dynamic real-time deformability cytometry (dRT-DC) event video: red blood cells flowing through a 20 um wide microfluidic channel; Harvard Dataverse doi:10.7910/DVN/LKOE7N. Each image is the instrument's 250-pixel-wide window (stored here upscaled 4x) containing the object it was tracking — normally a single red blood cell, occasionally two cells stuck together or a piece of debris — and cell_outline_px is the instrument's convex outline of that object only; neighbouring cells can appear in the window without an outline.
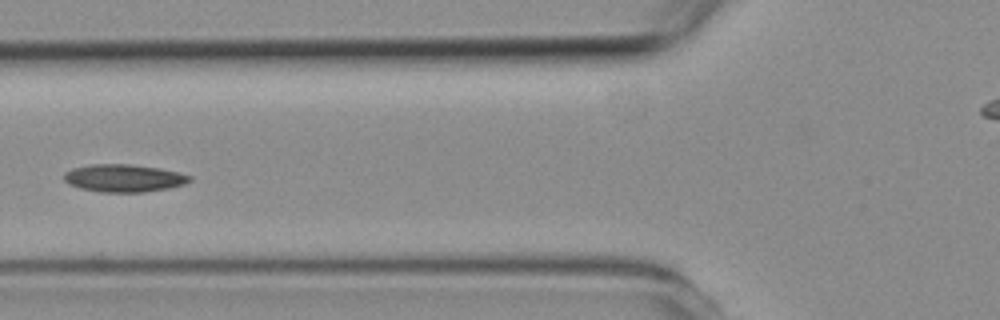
{"species": "common noctule bat (a hibernating species)", "species_latin": "Nyctalus noctula", "temperature_condition": "room temperature", "stored_images_in_passage": 6, "camera_frame_rate_fps": 3000, "um_per_image_px": 0.085, "animal": {"sex": "female", "body_mass_g": 19.3, "forearm_length_mm": 54.1}, "frame": {"image": 1, "passage_image": 6, "time_ms": 6.667, "image_size_px": [1000, 320], "cell_outline_px": [[192, 180], [184, 184], [168, 188], [144, 192], [100, 192], [80, 188], [64, 180], [64, 172], [72, 168], [92, 164], [132, 164], [160, 168], [180, 172], [192, 176]], "centroid_in_image_um": [10.56, 15.13], "position_along_channel_um": 115.2, "area_um2": 20.29}}